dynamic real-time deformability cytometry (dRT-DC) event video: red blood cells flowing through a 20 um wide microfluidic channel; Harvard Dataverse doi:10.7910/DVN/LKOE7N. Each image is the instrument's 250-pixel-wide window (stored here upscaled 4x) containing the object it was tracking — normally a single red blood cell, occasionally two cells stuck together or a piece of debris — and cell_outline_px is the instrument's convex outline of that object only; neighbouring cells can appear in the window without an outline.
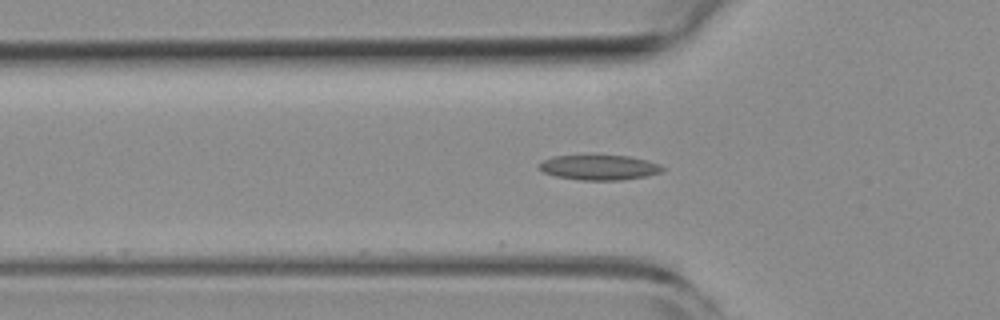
{"species": "common noctule bat (a hibernating species)", "species_latin": "Nyctalus noctula", "temperature_condition": "room temperature", "stored_images_in_passage": 8, "camera_frame_rate_fps": 3000, "um_per_image_px": 0.085, "animal": {"sex": "female", "body_mass_g": 19.3, "forearm_length_mm": 54.1}, "frame": {"image": 1, "passage_image": 3, "time_ms": 0.667, "image_size_px": [1000, 320], "cell_outline_px": [[664, 168], [660, 172], [648, 176], [620, 180], [580, 180], [556, 176], [544, 172], [536, 164], [544, 160], [556, 156], [628, 156], [648, 160], [660, 164]], "centroid_in_image_um": [50.95, 14.24], "position_along_channel_um": 74.8, "area_um2": 17.8}}
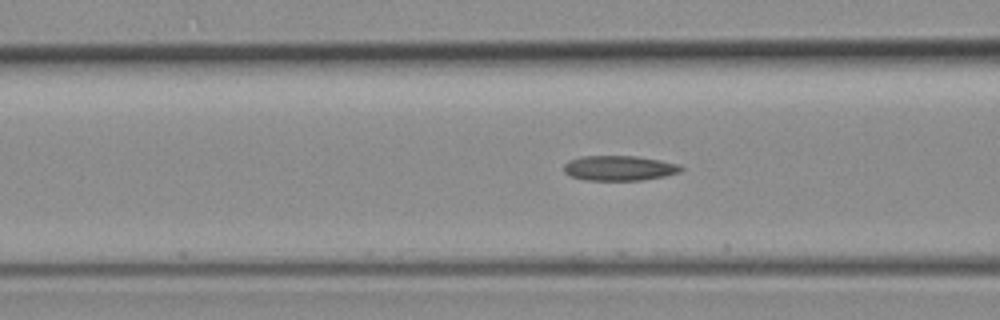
{"frame": {"image": 2, "passage_image": 6, "time_ms": 1.667, "image_size_px": [1000, 320], "cell_outline_px": [[684, 168], [680, 172], [664, 176], [640, 180], [584, 180], [568, 176], [564, 172], [564, 164], [568, 160], [580, 156], [636, 156], [660, 160], [680, 164]], "centroid_in_image_um": [52.6, 14.28], "position_along_channel_um": 114.0, "area_um2": 17.22}}